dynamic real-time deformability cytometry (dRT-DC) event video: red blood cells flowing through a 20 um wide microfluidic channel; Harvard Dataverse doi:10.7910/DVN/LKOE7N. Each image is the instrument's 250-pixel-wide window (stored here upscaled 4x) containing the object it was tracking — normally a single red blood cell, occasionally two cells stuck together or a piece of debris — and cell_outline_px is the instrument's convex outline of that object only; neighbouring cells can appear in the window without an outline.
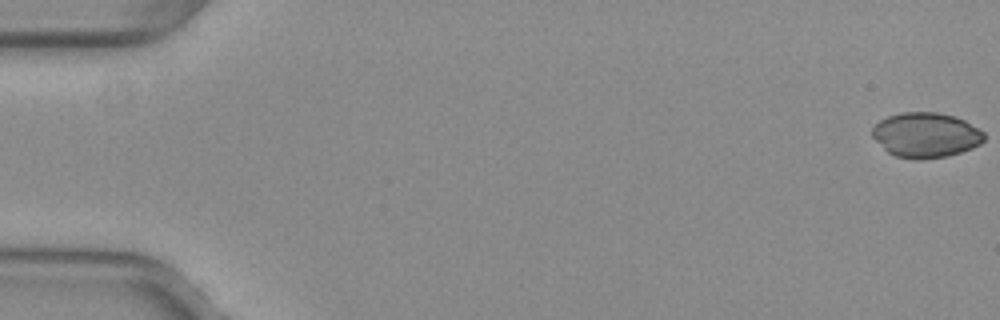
{"species": "common noctule bat (a hibernating species)", "species_latin": "Nyctalus noctula", "temperature_condition": "warm", "stored_images_in_passage": 53, "camera_frame_rate_fps": 3000, "um_per_image_px": 0.085, "animal": {"sex": "female", "body_mass_g": 29.2, "forearm_length_mm": 56.3}, "frame": {"image": 1, "passage_image": 1, "time_ms": 0.0, "image_size_px": [1000, 320], "cell_outline_px": [[984, 140], [980, 144], [972, 148], [948, 156], [920, 160], [916, 160], [896, 156], [888, 152], [872, 136], [872, 128], [880, 120], [888, 116], [904, 112], [936, 112], [952, 116], [964, 120], [984, 132]], "centroid_in_image_um": [78.69, 11.49], "position_along_channel_um": 6.3, "area_um2": 29.19}}
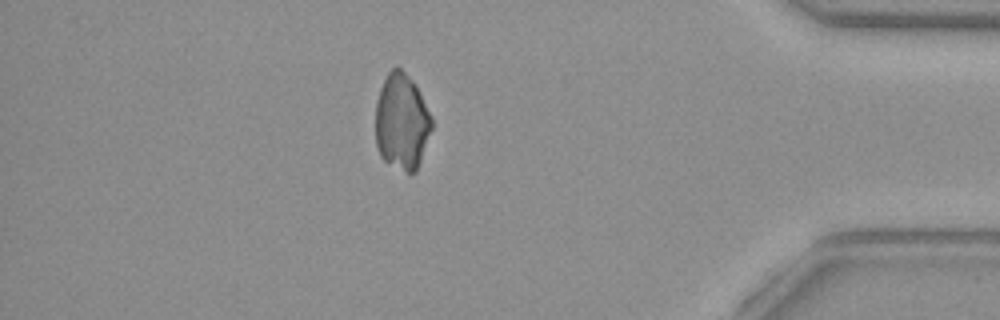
{"frame": {"image": 2, "passage_image": 46, "time_ms": 15.0, "image_size_px": [1000, 320], "cell_outline_px": [[432, 128], [416, 172], [408, 172], [384, 160], [380, 156], [376, 144], [376, 100], [380, 88], [388, 72], [396, 64], [408, 76], [416, 88], [432, 116]], "centroid_in_image_um": [34.13, 10.34], "position_along_channel_um": 401.1, "area_um2": 31.1}}
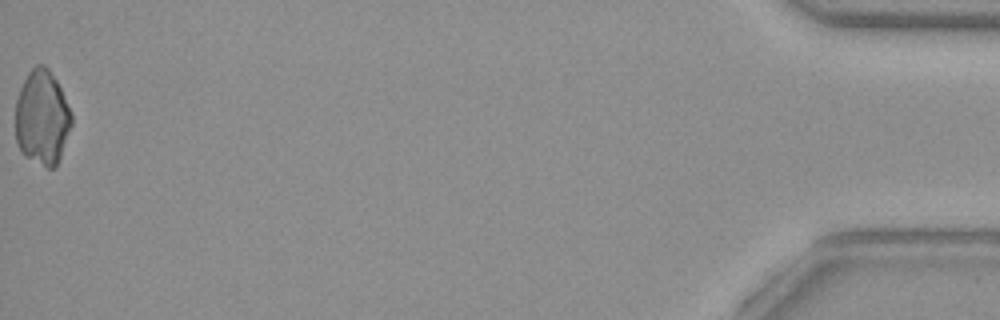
{"frame": {"image": 3, "passage_image": 53, "time_ms": 17.333, "image_size_px": [1000, 320], "cell_outline_px": [[72, 124], [56, 168], [48, 168], [28, 156], [20, 148], [16, 140], [16, 100], [20, 88], [28, 72], [36, 64], [44, 64], [48, 68], [56, 80], [72, 112]], "centroid_in_image_um": [3.6, 9.96], "position_along_channel_um": 431.6, "area_um2": 30.69}}